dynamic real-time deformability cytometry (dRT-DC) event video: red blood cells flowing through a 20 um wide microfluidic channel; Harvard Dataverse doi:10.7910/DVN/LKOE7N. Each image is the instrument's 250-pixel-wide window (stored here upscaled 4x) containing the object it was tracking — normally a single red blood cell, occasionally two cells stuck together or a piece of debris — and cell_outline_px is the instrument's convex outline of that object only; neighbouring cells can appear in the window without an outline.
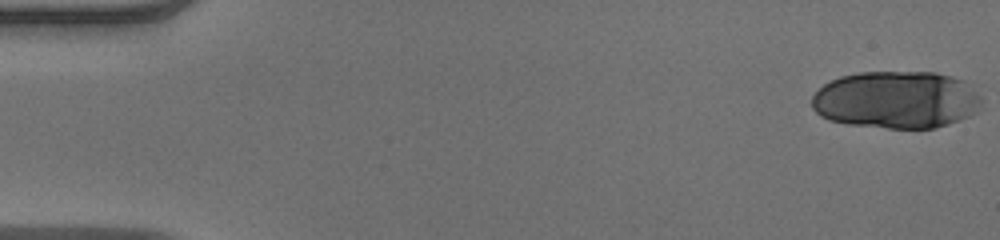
{"species": "human", "species_latin": "Homo sapiens", "temperature_condition": "warm", "stored_images_in_passage": 18, "camera_frame_rate_fps": 3000, "um_per_image_px": 0.085, "donor": {"sex": "male"}, "frame": {"image": 1, "passage_image": 1, "time_ms": 0.0, "image_size_px": [1000, 240], "cell_outline_px": [[980, 104], [976, 112], [968, 116], [948, 124], [936, 128], [888, 128], [848, 124], [828, 120], [820, 116], [812, 108], [812, 96], [824, 84], [840, 76], [860, 72], [936, 72], [964, 80], [980, 96]], "centroid_in_image_um": [76.16, 8.48], "position_along_channel_um": 8.8, "area_um2": 56.88}}